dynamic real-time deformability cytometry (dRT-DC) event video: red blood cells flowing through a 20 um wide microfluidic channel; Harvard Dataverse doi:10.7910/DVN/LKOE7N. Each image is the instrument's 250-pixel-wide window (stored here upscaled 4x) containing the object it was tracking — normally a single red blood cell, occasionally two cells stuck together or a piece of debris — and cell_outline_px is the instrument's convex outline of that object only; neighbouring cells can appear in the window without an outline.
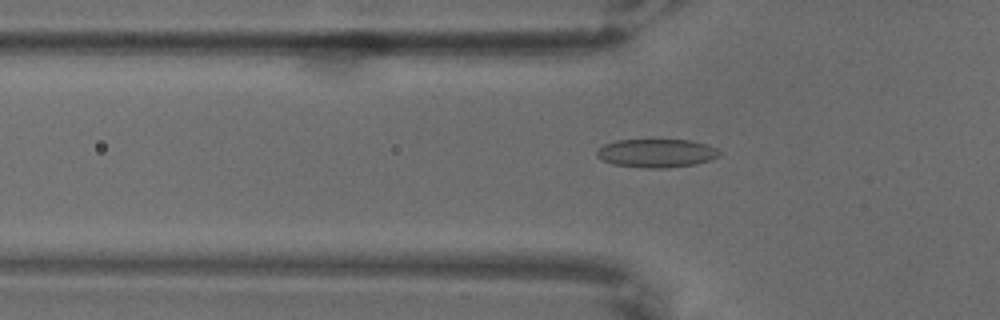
{"species": "common noctule bat (a hibernating species)", "species_latin": "Nyctalus noctula", "temperature_condition": "warm", "stored_images_in_passage": 60, "camera_frame_rate_fps": 3000, "um_per_image_px": 0.085, "animal": {"sex": "male", "body_mass_g": 18.8}, "frame": {"image": 1, "passage_image": 17, "time_ms": 5.333, "image_size_px": [1000, 320], "cell_outline_px": [[720, 156], [696, 164], [668, 168], [644, 168], [612, 164], [596, 156], [596, 152], [604, 144], [616, 140], [692, 140], [708, 144], [716, 148], [720, 152]], "centroid_in_image_um": [55.82, 13.02], "position_along_channel_um": 70.0, "area_um2": 20.4}}
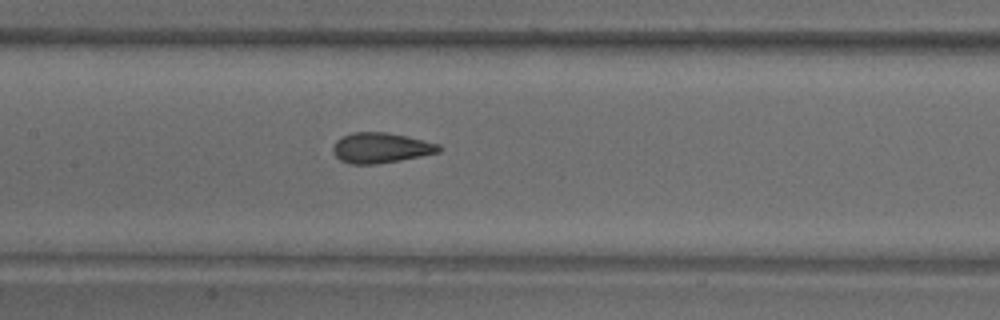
{"frame": {"image": 2, "passage_image": 27, "time_ms": 8.667, "image_size_px": [1000, 320], "cell_outline_px": [[444, 148], [440, 152], [400, 160], [376, 164], [352, 164], [340, 160], [332, 152], [332, 148], [336, 140], [340, 136], [352, 132], [388, 132], [440, 144]], "centroid_in_image_um": [32.36, 12.56], "position_along_channel_um": 175.0, "area_um2": 18.84}}
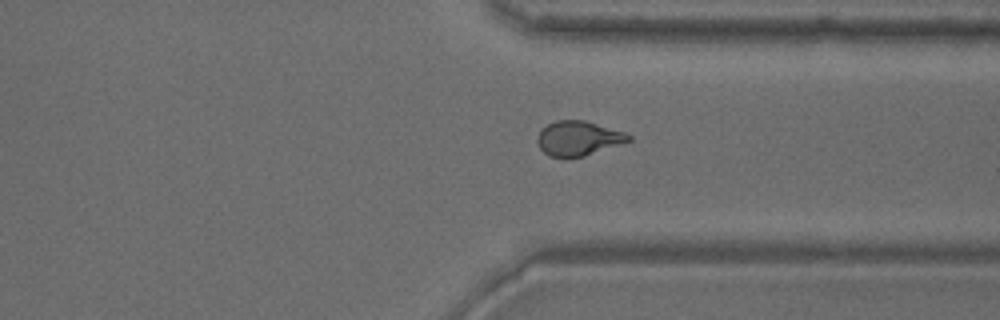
{"frame": {"image": 3, "passage_image": 45, "time_ms": 14.667, "image_size_px": [1000, 320], "cell_outline_px": [[632, 140], [584, 156], [564, 160], [548, 156], [540, 148], [536, 140], [540, 132], [548, 124], [556, 120], [584, 120], [624, 132], [632, 136]], "centroid_in_image_um": [49.13, 11.79], "position_along_channel_um": 362.3, "area_um2": 18.55}}